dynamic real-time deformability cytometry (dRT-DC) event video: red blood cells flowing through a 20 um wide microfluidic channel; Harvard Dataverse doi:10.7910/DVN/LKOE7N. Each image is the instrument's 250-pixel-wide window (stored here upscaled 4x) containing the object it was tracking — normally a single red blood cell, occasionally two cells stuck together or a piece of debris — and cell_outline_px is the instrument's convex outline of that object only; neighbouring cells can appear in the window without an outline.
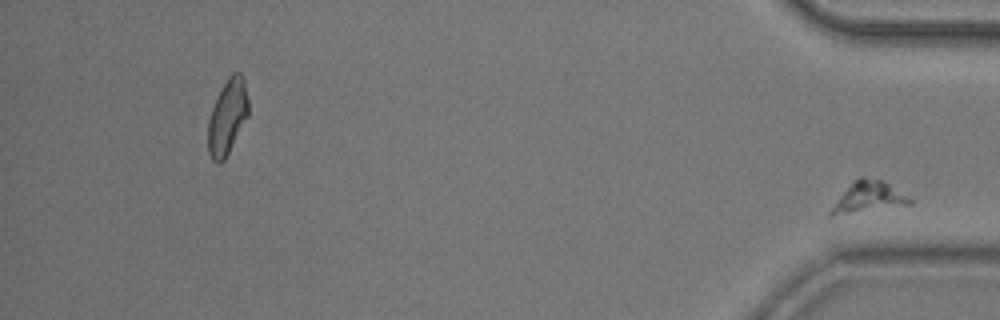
{"species": "common noctule bat (a hibernating species)", "species_latin": "Nyctalus noctula", "temperature_condition": "room temperature", "stored_images_in_passage": 45, "segment_of_instrument_passage": [2, 2], "camera_frame_rate_fps": 3000, "um_per_image_px": 0.085, "animal": {"sex": "male", "body_mass_g": 20.5, "forearm_length_mm": 52.5}, "frame": {"image": 1, "passage_image": 45, "time_ms": 14.667, "image_size_px": [1000, 320], "cell_outline_px": [[912, 204], [832, 216], [828, 216], [828, 212], [852, 180], [860, 176], [864, 176], [884, 180], [912, 200]], "centroid_in_image_um": [73.79, 16.74], "position_along_channel_um": 361.4, "area_um2": 14.1}}